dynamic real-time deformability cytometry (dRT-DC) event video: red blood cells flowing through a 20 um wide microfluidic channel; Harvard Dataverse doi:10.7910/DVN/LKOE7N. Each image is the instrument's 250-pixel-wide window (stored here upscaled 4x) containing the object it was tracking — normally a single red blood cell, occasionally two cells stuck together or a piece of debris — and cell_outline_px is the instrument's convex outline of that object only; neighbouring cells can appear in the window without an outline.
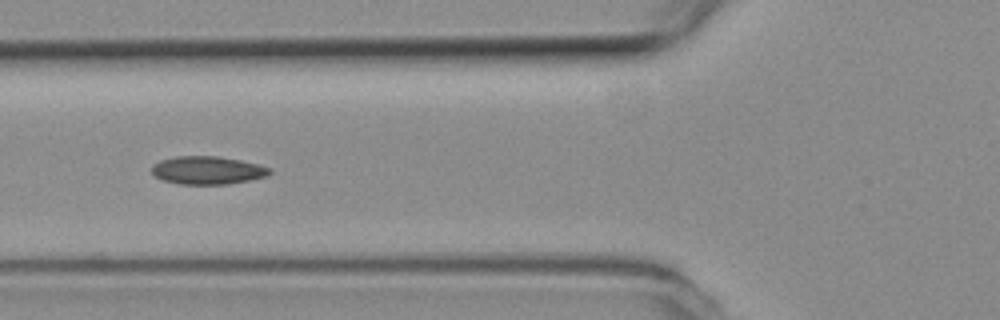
{"species": "common noctule bat (a hibernating species)", "species_latin": "Nyctalus noctula", "temperature_condition": "room temperature", "stored_images_in_passage": 7, "camera_frame_rate_fps": 3000, "um_per_image_px": 0.085, "animal": {"sex": "female", "body_mass_g": 19.3, "forearm_length_mm": 54.1}, "frame": {"image": 1, "passage_image": 5, "time_ms": 1.333, "image_size_px": [1000, 320], "cell_outline_px": [[272, 172], [268, 176], [228, 184], [180, 184], [164, 180], [156, 176], [152, 172], [152, 164], [160, 160], [176, 156], [216, 156], [240, 160], [272, 168]], "centroid_in_image_um": [17.65, 14.47], "position_along_channel_um": 108.2, "area_um2": 19.19}}
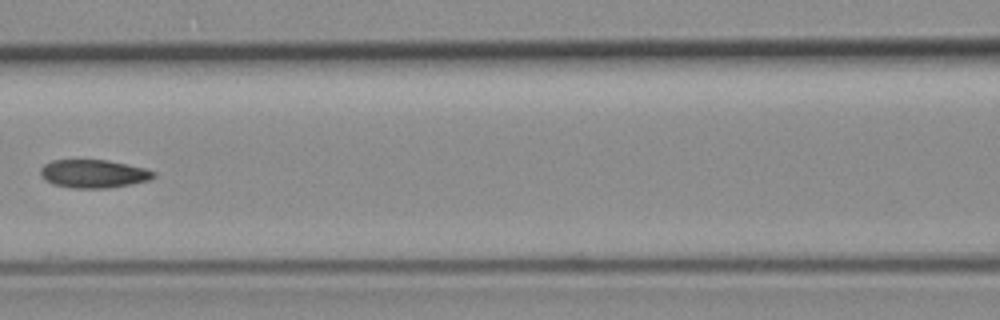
{"frame": {"image": 2, "passage_image": 6, "time_ms": 1.667, "image_size_px": [1000, 320], "cell_outline_px": [[156, 176], [148, 180], [132, 184], [108, 188], [72, 188], [52, 184], [44, 180], [40, 176], [40, 168], [44, 164], [52, 160], [108, 160], [128, 164], [144, 168], [156, 172]], "centroid_in_image_um": [7.93, 14.77], "position_along_channel_um": 158.7, "area_um2": 18.79}}
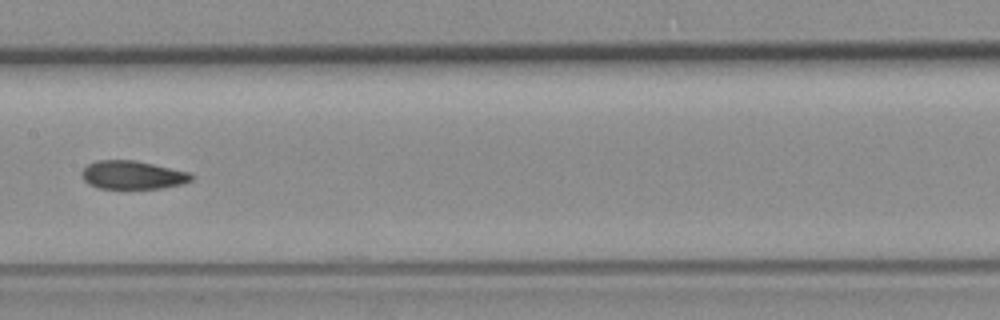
{"frame": {"image": 3, "passage_image": 7, "time_ms": 2.0, "image_size_px": [1000, 320], "cell_outline_px": [[192, 180], [184, 184], [160, 188], [100, 188], [88, 184], [84, 180], [80, 172], [88, 164], [96, 160], [136, 160], [192, 172]], "centroid_in_image_um": [11.29, 14.86], "position_along_channel_um": 196.1, "area_um2": 18.26}}